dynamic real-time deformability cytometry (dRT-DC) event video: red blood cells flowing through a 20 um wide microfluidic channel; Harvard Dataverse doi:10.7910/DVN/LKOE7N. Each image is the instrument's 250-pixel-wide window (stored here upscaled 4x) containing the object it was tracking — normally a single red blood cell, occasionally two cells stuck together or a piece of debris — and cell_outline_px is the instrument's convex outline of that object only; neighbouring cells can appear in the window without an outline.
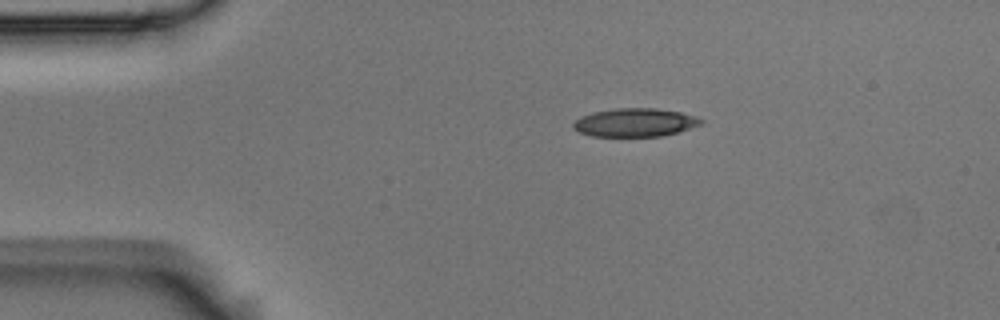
{"species": "Egyptian fruit bat (a non-hibernating species)", "species_latin": "Rousettus aegyptiacus", "temperature_condition": "room temperature", "stored_images_in_passage": 12, "camera_frame_rate_fps": 3000, "um_per_image_px": 0.085, "animal": {"sex": "male"}, "frame": {"image": 1, "passage_image": 1, "time_ms": 0.0, "image_size_px": [1000, 320], "cell_outline_px": [[704, 124], [664, 136], [592, 136], [580, 132], [572, 128], [572, 124], [580, 116], [592, 112], [616, 108], [656, 108], [680, 112], [696, 116], [704, 120]], "centroid_in_image_um": [53.99, 10.41], "position_along_channel_um": 31.0, "area_um2": 21.27}}
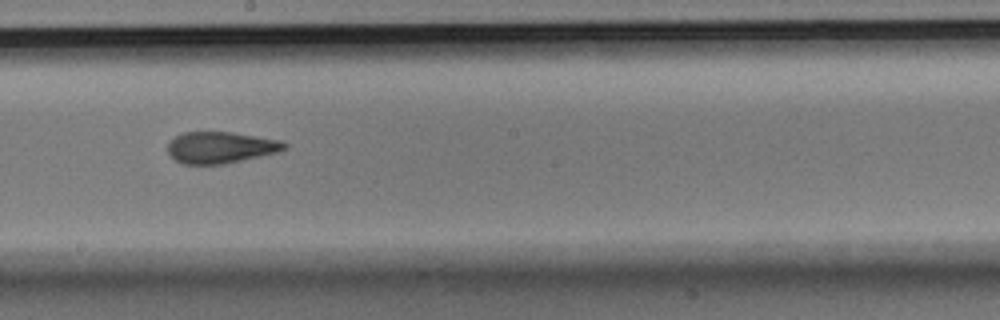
{"frame": {"image": 2, "passage_image": 6, "time_ms": 1.667, "image_size_px": [1000, 320], "cell_outline_px": [[288, 148], [276, 152], [260, 156], [224, 164], [184, 164], [176, 160], [168, 152], [168, 144], [176, 136], [184, 132], [232, 132], [280, 140], [288, 144]], "centroid_in_image_um": [18.77, 12.53], "position_along_channel_um": 229.4, "area_um2": 21.21}}
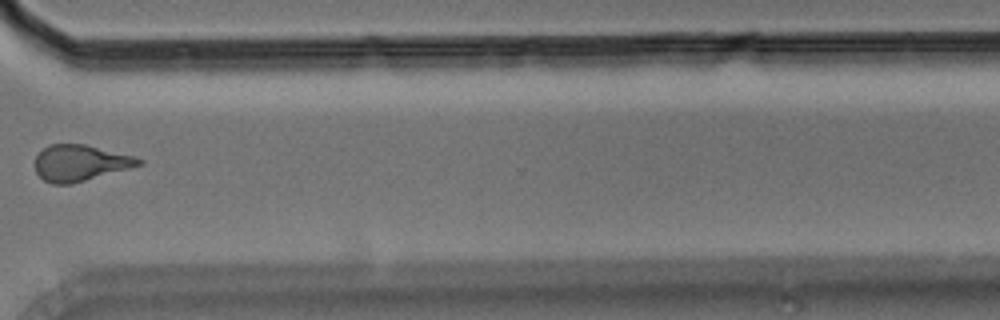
{"frame": {"image": 3, "passage_image": 9, "time_ms": 2.667, "image_size_px": [1000, 320], "cell_outline_px": [[144, 164], [72, 184], [52, 184], [44, 180], [36, 172], [36, 156], [48, 144], [84, 144], [136, 156], [144, 160]], "centroid_in_image_um": [6.85, 13.85], "position_along_channel_um": 363.8, "area_um2": 21.85}}